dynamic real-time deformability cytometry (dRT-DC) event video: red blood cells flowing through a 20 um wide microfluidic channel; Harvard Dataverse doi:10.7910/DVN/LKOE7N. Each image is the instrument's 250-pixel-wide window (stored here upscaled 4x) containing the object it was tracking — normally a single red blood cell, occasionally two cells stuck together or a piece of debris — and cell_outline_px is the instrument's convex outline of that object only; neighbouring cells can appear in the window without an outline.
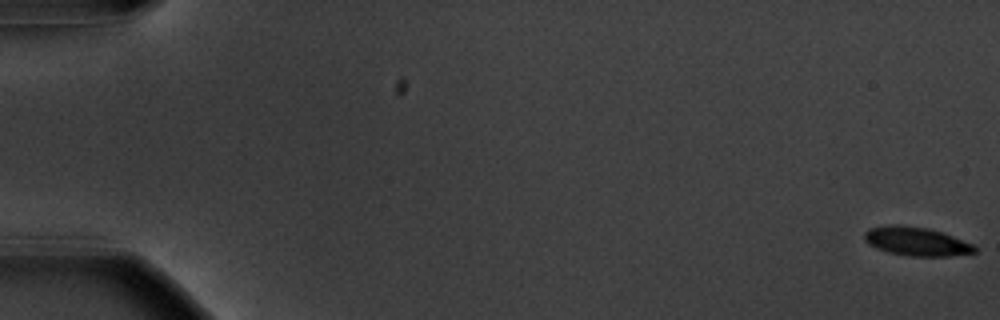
{"species": "common noctule bat (a hibernating species)", "species_latin": "Nyctalus noctula", "temperature_condition": "warm", "stored_images_in_passage": 57, "camera_frame_rate_fps": 3000, "um_per_image_px": 0.085, "animal": {"sex": "male", "body_mass_g": 20.1, "forearm_length_mm": 53.5}, "frame": {"image": 1, "passage_image": 1, "time_ms": 0.0, "image_size_px": [1000, 320], "cell_outline_px": [[976, 252], [948, 256], [912, 256], [888, 252], [876, 248], [868, 244], [864, 240], [864, 232], [868, 228], [888, 224], [896, 224], [928, 228], [952, 236], [972, 244], [976, 248]], "centroid_in_image_um": [77.83, 20.51], "position_along_channel_um": 7.2, "area_um2": 18.38}}
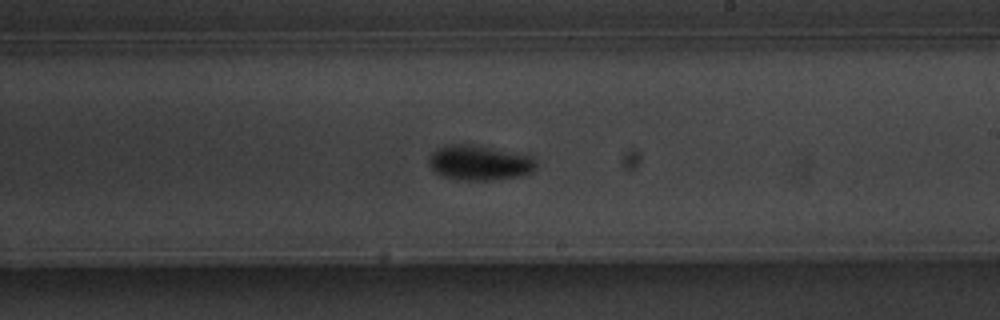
{"frame": {"image": 2, "passage_image": 35, "time_ms": 11.333, "image_size_px": [1000, 320], "cell_outline_px": [[536, 168], [532, 172], [524, 176], [488, 180], [464, 180], [444, 176], [436, 172], [428, 164], [428, 160], [432, 152], [448, 144], [472, 144], [536, 156]], "centroid_in_image_um": [40.82, 13.83], "position_along_channel_um": 248.2, "area_um2": 22.02}}
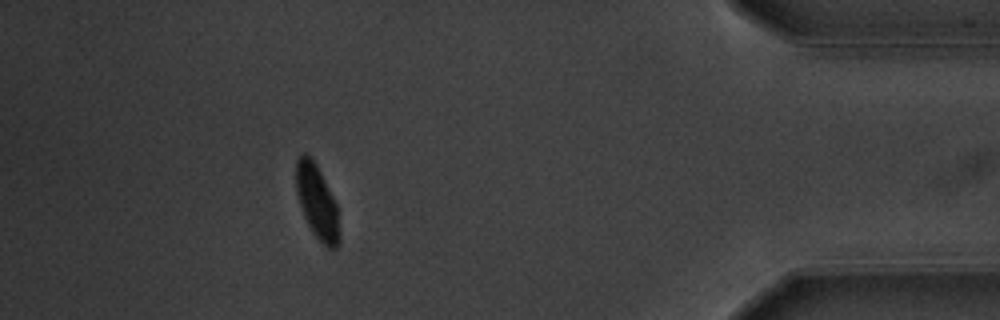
{"frame": {"image": 3, "passage_image": 52, "time_ms": 17.0, "image_size_px": [1000, 320], "cell_outline_px": [[340, 240], [336, 248], [328, 248], [312, 232], [304, 216], [296, 192], [296, 160], [304, 152], [312, 156], [336, 204], [340, 232]], "centroid_in_image_um": [26.94, 17.15], "position_along_channel_um": 408.3, "area_um2": 18.44}, "authors_computed_cell_mechanics": {"area_um2": 18.9584, "velocity_mm_per_s": 3.6171, "shape_relaxation_time_tau1_ms": 2.2426, "shape_relaxation_time_tau2_ms": null, "deformation_change_tau1": 0.1234, "deformation_change_tau2": null}}